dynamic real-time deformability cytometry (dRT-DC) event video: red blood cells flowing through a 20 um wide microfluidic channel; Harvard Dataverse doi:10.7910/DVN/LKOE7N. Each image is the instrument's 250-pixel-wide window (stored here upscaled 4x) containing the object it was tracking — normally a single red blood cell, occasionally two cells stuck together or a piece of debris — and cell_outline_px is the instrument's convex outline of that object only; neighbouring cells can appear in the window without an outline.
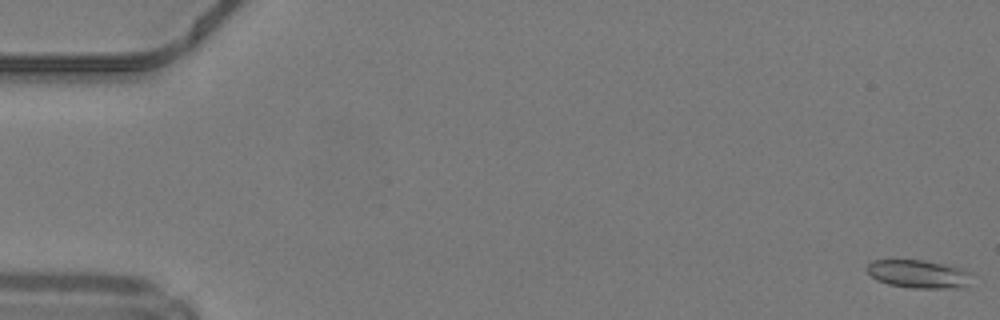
{"species": "common noctule bat (a hibernating species)", "species_latin": "Nyctalus noctula", "temperature_condition": "warm", "stored_images_in_passage": 49, "camera_frame_rate_fps": 3000, "um_per_image_px": 0.085, "animal": {"sex": "male", "body_mass_g": 19.2, "forearm_length_mm": 51.8}, "frame": {"image": 1, "passage_image": 1, "time_ms": 0.0, "image_size_px": [1000, 320], "cell_outline_px": [[968, 288], [912, 288], [888, 284], [876, 280], [868, 272], [868, 264], [872, 260], [924, 260], [964, 268], [968, 272]], "centroid_in_image_um": [78.08, 23.29], "position_along_channel_um": 6.9, "area_um2": 17.17}}
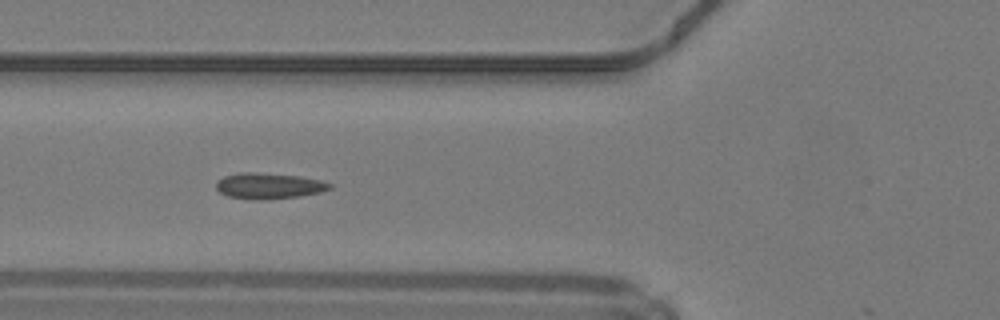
{"frame": {"image": 2, "passage_image": 19, "time_ms": 6.0, "image_size_px": [1000, 320], "cell_outline_px": [[332, 188], [320, 192], [300, 196], [260, 200], [228, 196], [220, 192], [216, 188], [216, 180], [224, 176], [240, 172], [256, 172], [300, 176], [320, 180], [332, 184]], "centroid_in_image_um": [22.84, 15.79], "position_along_channel_um": 103.0, "area_um2": 17.11}}
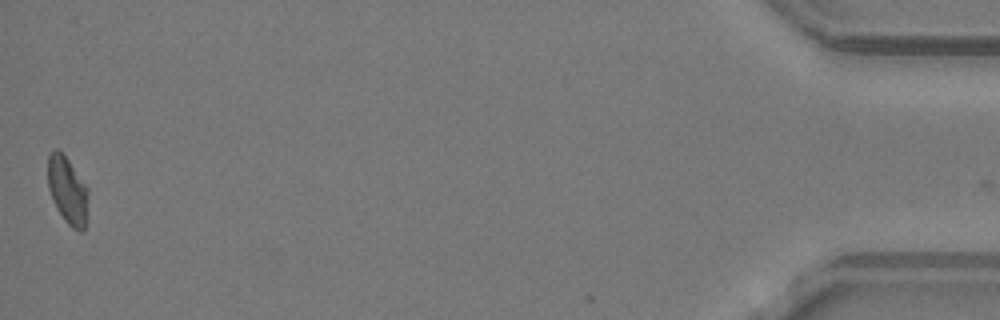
{"frame": {"image": 3, "passage_image": 49, "time_ms": 16.0, "image_size_px": [1000, 320], "cell_outline_px": [[88, 196], [84, 228], [80, 232], [72, 228], [64, 220], [56, 208], [52, 200], [48, 188], [48, 152], [56, 148], [68, 160], [88, 188]], "centroid_in_image_um": [5.71, 16.18], "position_along_channel_um": 429.5, "area_um2": 15.72}}